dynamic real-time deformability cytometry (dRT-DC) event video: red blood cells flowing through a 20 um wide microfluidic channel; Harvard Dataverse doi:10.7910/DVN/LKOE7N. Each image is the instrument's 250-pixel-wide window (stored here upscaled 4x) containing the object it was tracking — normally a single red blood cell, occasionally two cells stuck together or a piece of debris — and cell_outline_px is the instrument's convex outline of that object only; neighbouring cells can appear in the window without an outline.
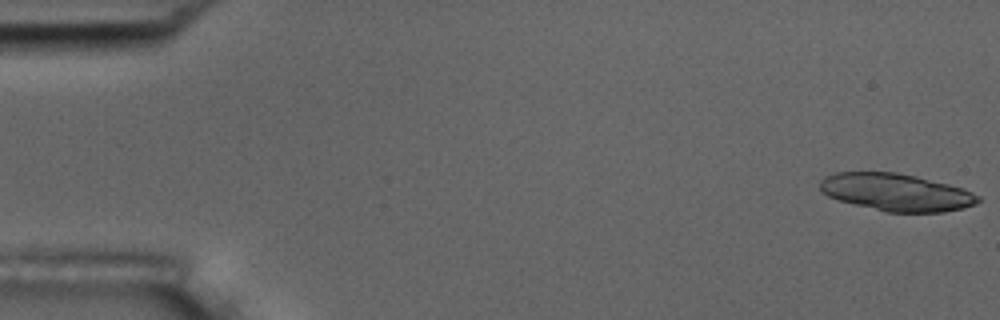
{"species": "common noctule bat (a hibernating species)", "species_latin": "Nyctalus noctula", "temperature_condition": "room temperature", "stored_images_in_passage": 56, "camera_frame_rate_fps": 3000, "um_per_image_px": 0.085, "animal": {"sex": "male", "body_mass_g": 17.5, "forearm_length_mm": 52.3}, "frame": {"image": 1, "passage_image": 1, "time_ms": 0.0, "image_size_px": [1000, 320], "cell_outline_px": [[980, 200], [976, 204], [964, 208], [944, 212], [888, 212], [840, 200], [828, 196], [820, 188], [820, 180], [824, 176], [836, 172], [896, 172], [916, 176], [964, 188], [980, 196]], "centroid_in_image_um": [76.21, 16.33], "position_along_channel_um": 8.8, "area_um2": 34.28}}
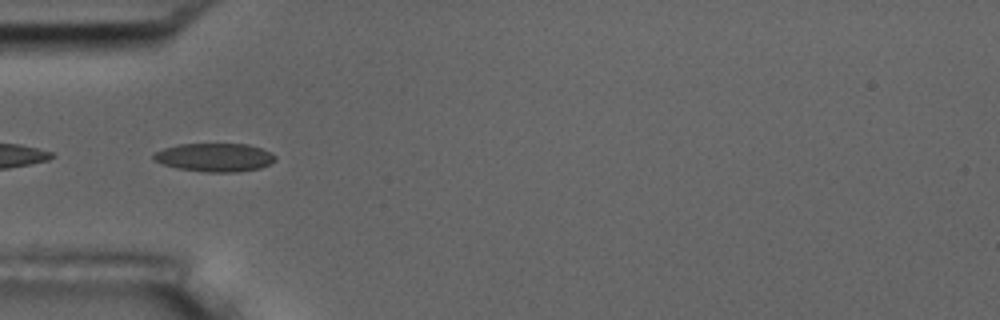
{"frame": {"image": 2, "passage_image": 18, "time_ms": 5.667, "image_size_px": [1000, 320], "cell_outline_px": [[276, 160], [260, 168], [236, 172], [208, 172], [176, 168], [160, 164], [152, 160], [152, 156], [156, 152], [164, 148], [176, 144], [248, 144], [272, 152], [276, 156]], "centroid_in_image_um": [18.22, 13.38], "position_along_channel_um": 66.8, "area_um2": 20.29}}
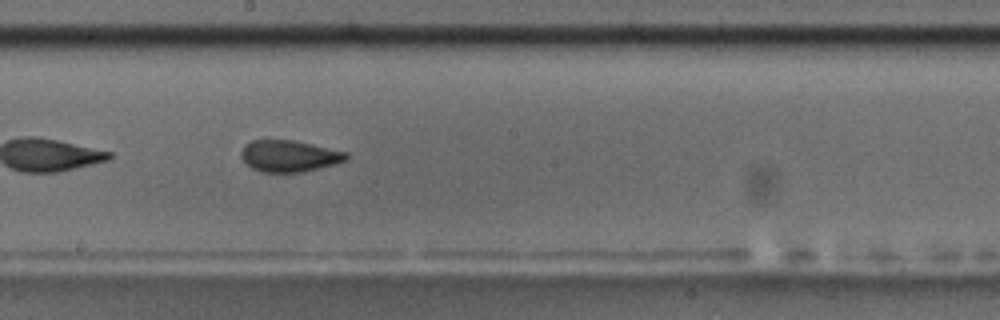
{"frame": {"image": 3, "passage_image": 31, "time_ms": 10.0, "image_size_px": [1000, 320], "cell_outline_px": [[348, 160], [336, 164], [304, 172], [260, 172], [244, 164], [240, 156], [240, 152], [244, 144], [252, 140], [292, 140], [312, 144], [348, 152]], "centroid_in_image_um": [24.56, 13.27], "position_along_channel_um": 223.6, "area_um2": 19.65}, "authors_computed_cell_mechanics": {"area_um2": 19.9988, "velocity_mm_per_s": 3.6376, "shape_relaxation_time_tau1_ms": 2.7328, "shape_relaxation_time_tau2_ms": 1.2303, "deformation_change_tau1": 0.1248, "deformation_change_tau2": 0.0826}}